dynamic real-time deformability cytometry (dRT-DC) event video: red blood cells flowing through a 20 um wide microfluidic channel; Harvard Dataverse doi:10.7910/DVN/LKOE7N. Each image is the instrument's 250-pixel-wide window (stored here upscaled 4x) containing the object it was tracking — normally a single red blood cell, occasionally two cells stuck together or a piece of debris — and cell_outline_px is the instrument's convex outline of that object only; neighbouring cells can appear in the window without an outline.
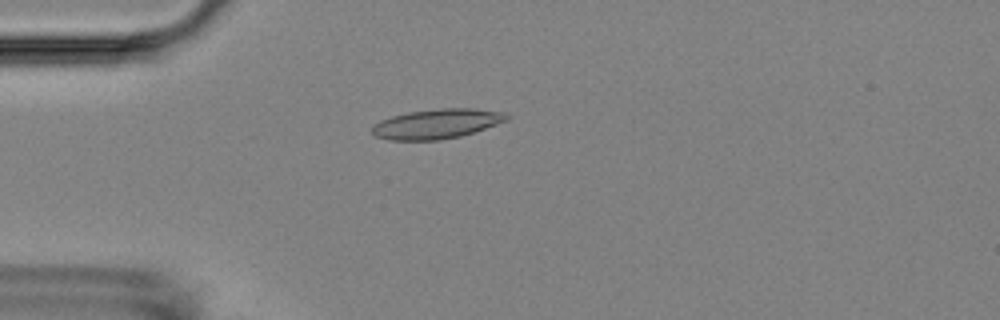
{"species": "Egyptian fruit bat (a non-hibernating species)", "species_latin": "Rousettus aegyptiacus", "temperature_condition": "room temperature", "stored_images_in_passage": 1, "camera_frame_rate_fps": 3000, "um_per_image_px": 0.085, "animal": {"sex": "female"}, "frame": {"image": 1, "passage_image": 1, "time_ms": 0.0, "image_size_px": [1000, 320], "cell_outline_px": [[512, 116], [508, 120], [460, 136], [440, 140], [388, 140], [376, 136], [372, 132], [372, 124], [380, 120], [392, 116], [408, 112], [440, 108], [472, 108], [504, 112]], "centroid_in_image_um": [37.11, 10.52], "position_along_channel_um": 47.9, "area_um2": 23.29}}